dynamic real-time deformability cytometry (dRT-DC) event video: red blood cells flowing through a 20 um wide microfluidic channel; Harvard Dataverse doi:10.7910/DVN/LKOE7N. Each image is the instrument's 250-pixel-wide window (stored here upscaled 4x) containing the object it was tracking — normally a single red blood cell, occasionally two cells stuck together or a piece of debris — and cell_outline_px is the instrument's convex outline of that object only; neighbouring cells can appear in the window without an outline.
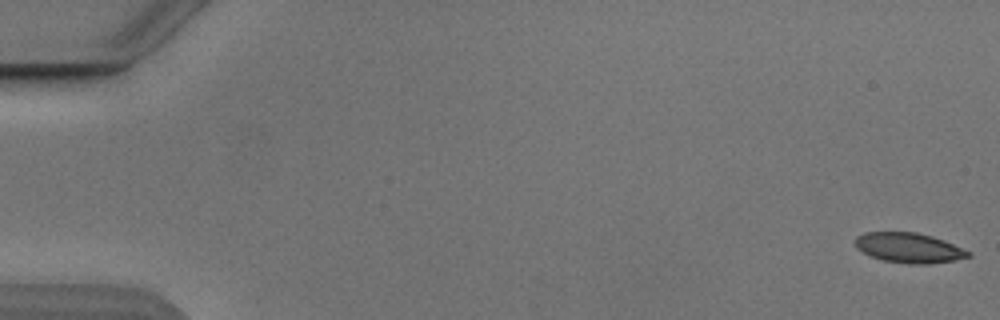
{"species": "Egyptian fruit bat (a non-hibernating species)", "species_latin": "Rousettus aegyptiacus", "temperature_condition": "cold", "stored_images_in_passage": 54, "camera_frame_rate_fps": 3000, "um_per_image_px": 0.085, "animal": {"sex": "male"}, "frame": {"image": 1, "passage_image": 1, "time_ms": 0.0, "image_size_px": [1000, 320], "cell_outline_px": [[972, 256], [952, 260], [928, 264], [908, 264], [884, 260], [872, 256], [856, 248], [856, 236], [864, 232], [916, 232], [932, 236], [944, 240], [972, 252]], "centroid_in_image_um": [77.28, 21.06], "position_along_channel_um": 7.7, "area_um2": 19.65}}
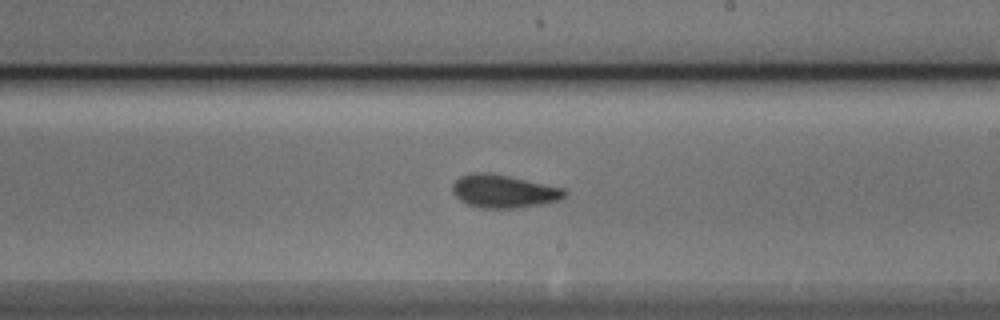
{"frame": {"image": 2, "passage_image": 32, "time_ms": 10.333, "image_size_px": [1000, 320], "cell_outline_px": [[568, 192], [560, 200], [540, 204], [516, 208], [480, 208], [468, 204], [460, 200], [452, 192], [452, 184], [460, 176], [472, 172], [488, 172], [508, 176], [564, 188]], "centroid_in_image_um": [42.79, 16.25], "position_along_channel_um": 246.2, "area_um2": 21.56}}
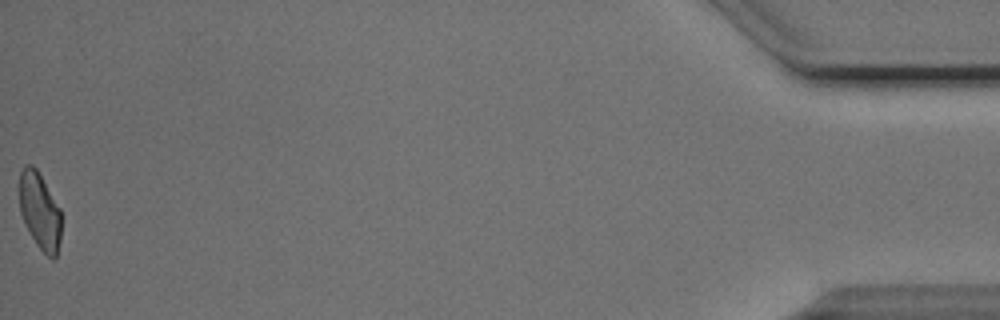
{"frame": {"image": 3, "passage_image": 54, "time_ms": 17.667, "image_size_px": [1000, 320], "cell_outline_px": [[60, 240], [56, 256], [52, 260], [36, 244], [24, 224], [20, 212], [20, 172], [24, 164], [32, 164], [36, 168], [60, 208]], "centroid_in_image_um": [3.37, 17.93], "position_along_channel_um": 431.8, "area_um2": 18.61}, "authors_computed_cell_mechanics": {"area_um2": 20.4901, "velocity_mm_per_s": 3.8619, "shape_relaxation_time_tau1_ms": 4.1437, "shape_relaxation_time_tau2_ms": 2.5826, "deformation_change_tau1": 0.1312, "deformation_change_tau2": 0.0884}}